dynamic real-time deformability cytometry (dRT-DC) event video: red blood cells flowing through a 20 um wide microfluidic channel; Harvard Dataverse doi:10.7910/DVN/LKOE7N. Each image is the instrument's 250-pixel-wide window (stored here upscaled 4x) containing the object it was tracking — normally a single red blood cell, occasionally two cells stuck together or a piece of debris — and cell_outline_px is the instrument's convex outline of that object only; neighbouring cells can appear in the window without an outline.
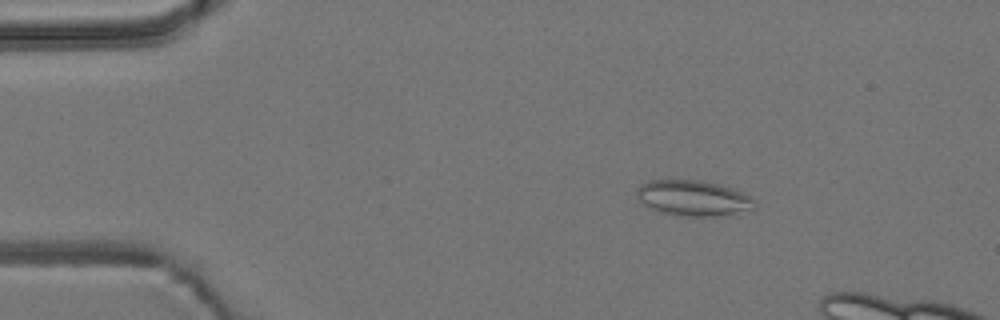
{"species": "common noctule bat (a hibernating species)", "species_latin": "Nyctalus noctula", "temperature_condition": "room temperature", "stored_images_in_passage": 19, "camera_frame_rate_fps": 3000, "um_per_image_px": 0.085, "animal": {"sex": "male", "body_mass_g": 19.2, "forearm_length_mm": 51.8}, "frame": {"image": 1, "passage_image": 8, "time_ms": 2.333, "image_size_px": [1000, 320], "cell_outline_px": [[756, 208], [712, 216], [684, 216], [656, 212], [644, 204], [636, 196], [636, 188], [640, 184], [648, 180], [696, 180], [716, 184], [732, 188], [748, 196], [756, 204]], "centroid_in_image_um": [58.82, 16.83], "position_along_channel_um": 26.2, "area_um2": 24.1}}